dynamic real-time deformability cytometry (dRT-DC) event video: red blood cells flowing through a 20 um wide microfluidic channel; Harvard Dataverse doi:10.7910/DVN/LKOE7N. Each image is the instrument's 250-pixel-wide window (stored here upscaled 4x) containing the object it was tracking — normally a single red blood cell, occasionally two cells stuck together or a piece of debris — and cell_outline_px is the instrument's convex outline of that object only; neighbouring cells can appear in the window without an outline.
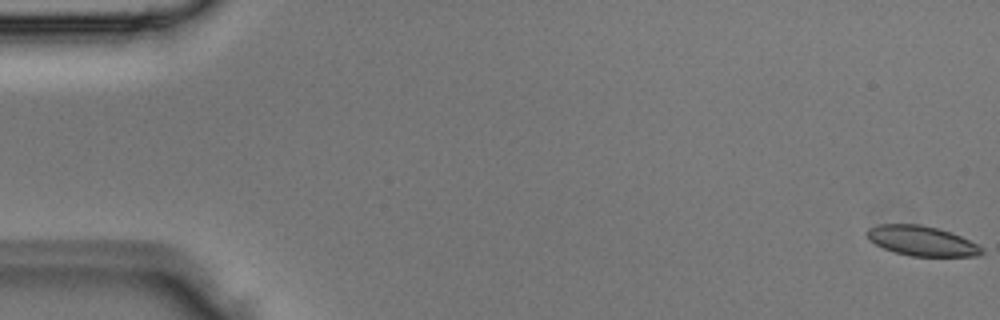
{"species": "Egyptian fruit bat (a non-hibernating species)", "species_latin": "Rousettus aegyptiacus", "temperature_condition": "room temperature", "stored_images_in_passage": 3, "camera_frame_rate_fps": 3000, "um_per_image_px": 0.085, "animal": {"sex": "male"}, "frame": {"image": 1, "passage_image": 1, "time_ms": 0.0, "image_size_px": [1000, 320], "cell_outline_px": [[984, 252], [980, 256], [912, 256], [896, 252], [884, 248], [868, 240], [864, 232], [868, 228], [880, 224], [920, 224], [952, 232], [976, 244]], "centroid_in_image_um": [78.31, 20.47], "position_along_channel_um": 6.7, "area_um2": 19.88}}